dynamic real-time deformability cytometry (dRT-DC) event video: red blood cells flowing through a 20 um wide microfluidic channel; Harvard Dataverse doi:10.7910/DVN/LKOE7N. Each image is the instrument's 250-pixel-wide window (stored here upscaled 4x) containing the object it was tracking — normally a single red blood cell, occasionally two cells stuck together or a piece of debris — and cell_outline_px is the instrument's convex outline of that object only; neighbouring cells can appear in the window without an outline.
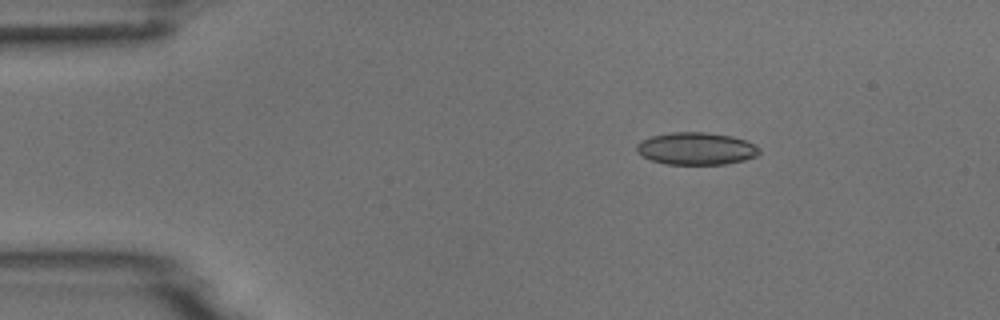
{"species": "common noctule bat (a hibernating species)", "species_latin": "Nyctalus noctula", "temperature_condition": "room temperature", "stored_images_in_passage": 3, "camera_frame_rate_fps": 3000, "um_per_image_px": 0.085, "animal": {"sex": "male", "body_mass_g": 18.8}, "frame": {"image": 1, "passage_image": 1, "time_ms": 0.0, "image_size_px": [1000, 320], "cell_outline_px": [[760, 152], [756, 156], [744, 160], [724, 164], [668, 164], [652, 160], [636, 152], [636, 144], [640, 140], [652, 136], [672, 132], [704, 132], [732, 136], [756, 144], [760, 148]], "centroid_in_image_um": [59.18, 12.62], "position_along_channel_um": 25.8, "area_um2": 23.12}}
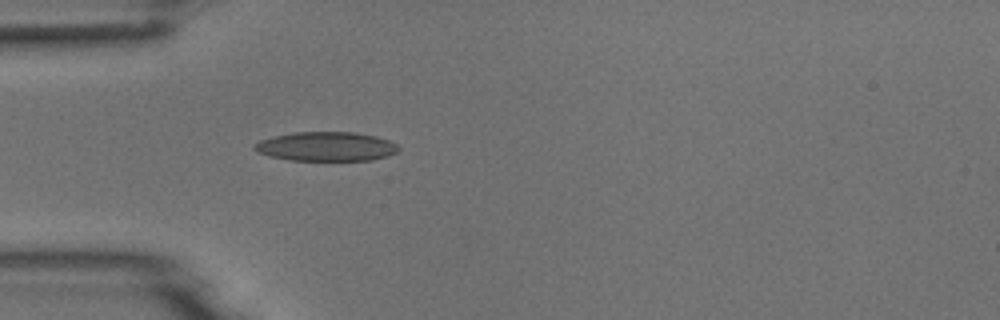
{"frame": {"image": 2, "passage_image": 3, "time_ms": 0.667, "image_size_px": [1000, 320], "cell_outline_px": [[400, 148], [396, 152], [388, 156], [372, 160], [292, 160], [268, 156], [256, 152], [252, 148], [252, 144], [260, 140], [276, 136], [296, 132], [356, 132], [376, 136], [388, 140], [396, 144]], "centroid_in_image_um": [27.71, 12.45], "position_along_channel_um": 57.3, "area_um2": 24.57}}